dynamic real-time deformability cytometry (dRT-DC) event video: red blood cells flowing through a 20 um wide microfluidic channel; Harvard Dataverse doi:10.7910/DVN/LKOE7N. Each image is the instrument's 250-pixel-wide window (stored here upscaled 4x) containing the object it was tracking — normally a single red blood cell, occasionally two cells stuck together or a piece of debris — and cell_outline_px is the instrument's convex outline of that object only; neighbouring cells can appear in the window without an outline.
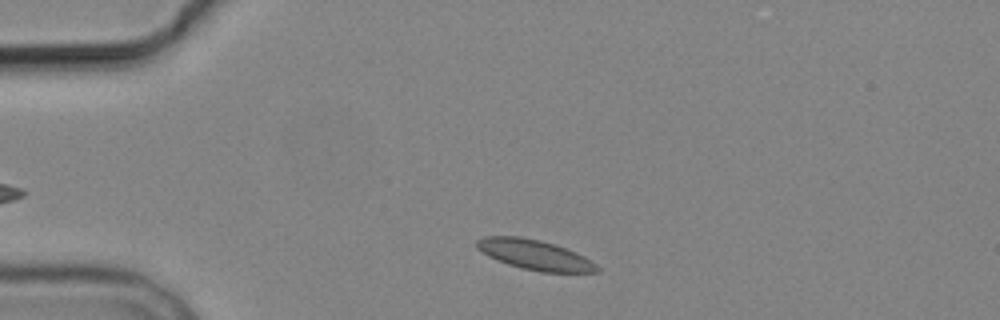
{"species": "common noctule bat (a hibernating species)", "species_latin": "Nyctalus noctula", "temperature_condition": "cold", "stored_images_in_passage": 2, "camera_frame_rate_fps": 3000, "um_per_image_px": 0.085, "animal": {"sex": "male", "body_mass_g": 19.2, "forearm_length_mm": 51.8}, "frame": {"image": 1, "passage_image": 1, "time_ms": 0.0, "image_size_px": [1000, 320], "cell_outline_px": [[600, 272], [540, 272], [508, 264], [496, 260], [488, 256], [476, 248], [476, 240], [484, 236], [520, 236], [540, 240], [556, 244], [576, 252], [584, 256], [596, 264], [600, 268]], "centroid_in_image_um": [45.45, 21.65], "position_along_channel_um": 39.6, "area_um2": 21.1}}